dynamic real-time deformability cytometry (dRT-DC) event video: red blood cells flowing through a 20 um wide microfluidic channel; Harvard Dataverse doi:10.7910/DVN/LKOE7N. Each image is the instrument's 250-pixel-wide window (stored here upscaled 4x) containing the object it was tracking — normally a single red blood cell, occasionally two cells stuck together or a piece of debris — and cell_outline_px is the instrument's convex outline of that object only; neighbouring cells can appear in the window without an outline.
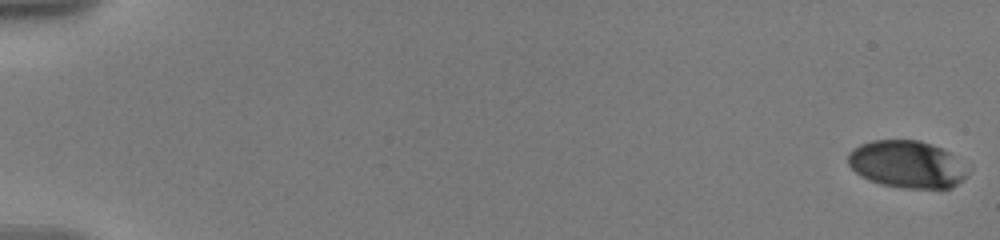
{"species": "human", "species_latin": "Homo sapiens", "temperature_condition": "warm", "stored_images_in_passage": 17, "camera_frame_rate_fps": 3000, "um_per_image_px": 0.085, "donor": {"sex": "male"}, "frame": {"image": 1, "passage_image": 1, "time_ms": 0.0, "image_size_px": [1000, 240], "cell_outline_px": [[968, 176], [952, 188], [900, 188], [880, 184], [868, 180], [860, 176], [848, 164], [848, 152], [852, 148], [860, 144], [872, 140], [920, 140], [932, 144], [948, 152], [968, 172]], "centroid_in_image_um": [77.03, 13.97], "position_along_channel_um": 8.0, "area_um2": 32.89}}
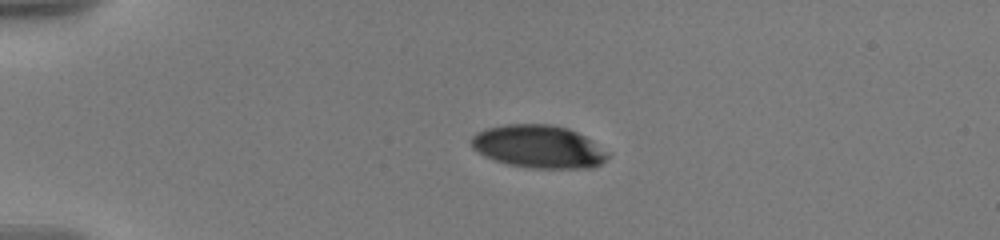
{"frame": {"image": 2, "passage_image": 10, "time_ms": 4.667, "image_size_px": [1000, 240], "cell_outline_px": [[612, 152], [600, 164], [592, 168], [532, 168], [508, 164], [484, 156], [472, 148], [472, 136], [476, 132], [488, 128], [508, 124], [552, 124], [568, 128], [592, 140]], "centroid_in_image_um": [45.82, 12.46], "position_along_channel_um": 39.2, "area_um2": 34.16}}
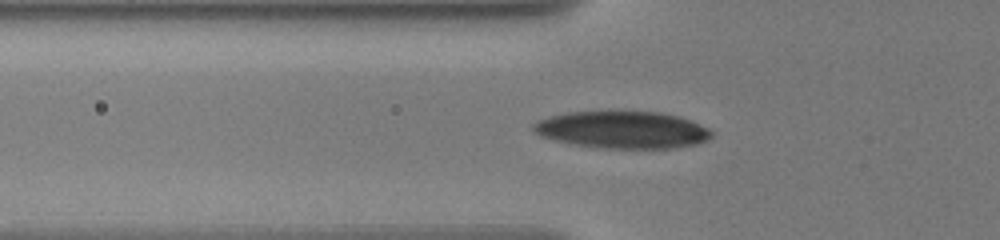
{"frame": {"image": 3, "passage_image": 15, "time_ms": 7.0, "image_size_px": [1000, 240], "cell_outline_px": [[712, 136], [708, 140], [696, 144], [672, 148], [596, 148], [576, 144], [540, 136], [532, 128], [532, 124], [536, 120], [568, 112], [660, 112], [676, 116], [700, 124], [708, 128], [712, 132]], "centroid_in_image_um": [52.91, 11.04], "position_along_channel_um": 72.9, "area_um2": 38.21}}